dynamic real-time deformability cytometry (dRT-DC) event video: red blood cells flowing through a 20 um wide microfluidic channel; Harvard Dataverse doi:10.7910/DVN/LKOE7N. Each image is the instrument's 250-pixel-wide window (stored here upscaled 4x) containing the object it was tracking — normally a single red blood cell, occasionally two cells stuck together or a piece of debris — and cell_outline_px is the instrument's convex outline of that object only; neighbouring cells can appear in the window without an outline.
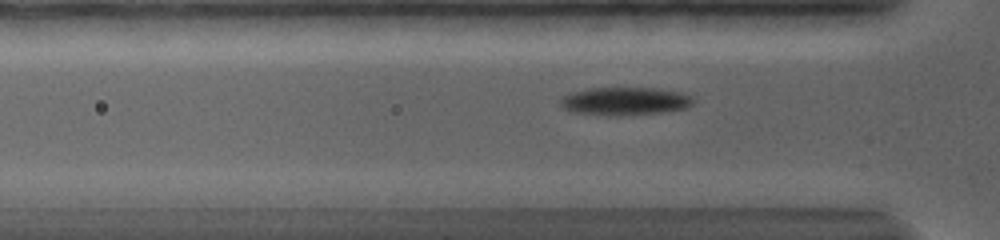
{"species": "common noctule bat (a hibernating species)", "species_latin": "Nyctalus noctula", "temperature_condition": "warm", "stored_images_in_passage": 50, "camera_frame_rate_fps": 5000, "um_per_image_px": 0.085, "animal": {"sex": "female", "body_mass_g": 19.0, "forearm_length_mm": 56.7}, "frame": {"image": 1, "passage_image": 10, "time_ms": 3.6, "image_size_px": [1000, 240], "cell_outline_px": [[692, 104], [684, 108], [660, 112], [620, 116], [608, 116], [568, 112], [560, 104], [560, 96], [572, 92], [588, 88], [652, 88], [680, 92], [688, 96], [692, 100]], "centroid_in_image_um": [52.99, 8.61], "position_along_channel_um": 72.8, "area_um2": 21.68}}
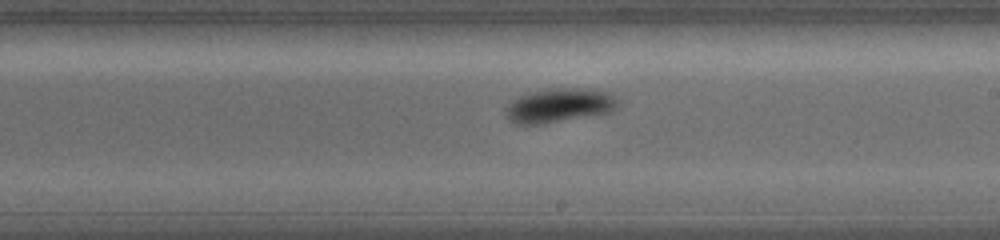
{"frame": {"image": 2, "passage_image": 27, "time_ms": 8.2, "image_size_px": [1000, 240], "cell_outline_px": [[616, 108], [612, 112], [540, 124], [512, 124], [504, 112], [520, 96], [532, 92], [548, 88], [588, 88], [604, 92], [612, 96], [616, 100]], "centroid_in_image_um": [47.53, 8.97], "position_along_channel_um": 241.5, "area_um2": 21.79}}
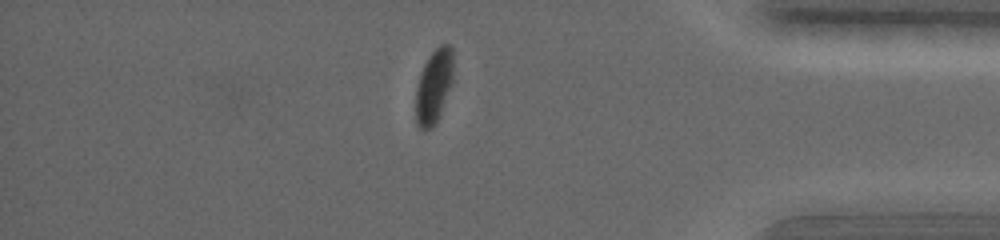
{"frame": {"image": 3, "passage_image": 45, "time_ms": 13.2, "image_size_px": [1000, 240], "cell_outline_px": [[452, 80], [440, 116], [436, 124], [432, 128], [424, 132], [416, 124], [416, 88], [420, 72], [428, 56], [440, 44], [448, 44], [452, 48]], "centroid_in_image_um": [36.85, 7.37], "position_along_channel_um": 398.3, "area_um2": 16.3}, "authors_computed_cell_mechanics": {"area_um2": 20.2878, "velocity_mm_per_s": 3.6819, "shape_relaxation_time_tau1_ms": 2.2553, "shape_relaxation_time_tau2_ms": 3.2434, "deformation_change_tau1": 0.104, "deformation_change_tau2": 0.0391}}